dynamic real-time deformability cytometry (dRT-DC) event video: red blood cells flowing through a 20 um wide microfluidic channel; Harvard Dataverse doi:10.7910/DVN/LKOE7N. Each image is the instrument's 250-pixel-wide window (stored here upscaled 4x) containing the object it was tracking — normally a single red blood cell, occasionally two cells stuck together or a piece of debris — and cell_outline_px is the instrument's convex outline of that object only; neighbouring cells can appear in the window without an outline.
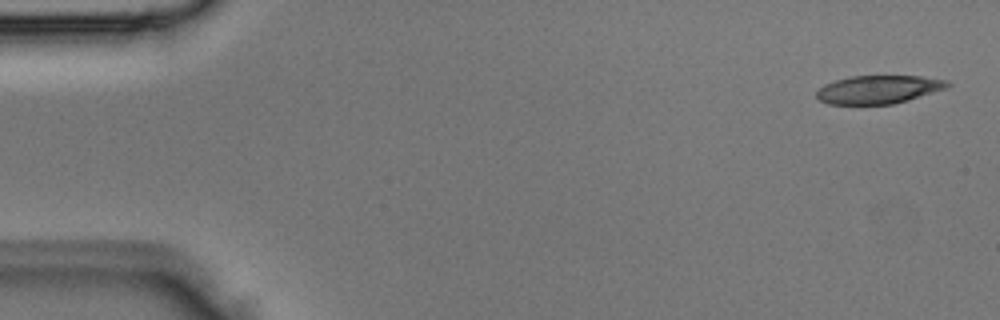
{"species": "Egyptian fruit bat (a non-hibernating species)", "species_latin": "Rousettus aegyptiacus", "temperature_condition": "room temperature", "stored_images_in_passage": 4, "camera_frame_rate_fps": 3000, "um_per_image_px": 0.085, "animal": {"sex": "male"}, "frame": {"image": 1, "passage_image": 1, "time_ms": 0.0, "image_size_px": [1000, 320], "cell_outline_px": [[952, 84], [948, 88], [908, 100], [892, 104], [828, 104], [820, 100], [816, 96], [816, 92], [824, 84], [848, 76], [920, 76], [948, 80]], "centroid_in_image_um": [74.7, 7.6], "position_along_channel_um": 10.3, "area_um2": 21.62}}